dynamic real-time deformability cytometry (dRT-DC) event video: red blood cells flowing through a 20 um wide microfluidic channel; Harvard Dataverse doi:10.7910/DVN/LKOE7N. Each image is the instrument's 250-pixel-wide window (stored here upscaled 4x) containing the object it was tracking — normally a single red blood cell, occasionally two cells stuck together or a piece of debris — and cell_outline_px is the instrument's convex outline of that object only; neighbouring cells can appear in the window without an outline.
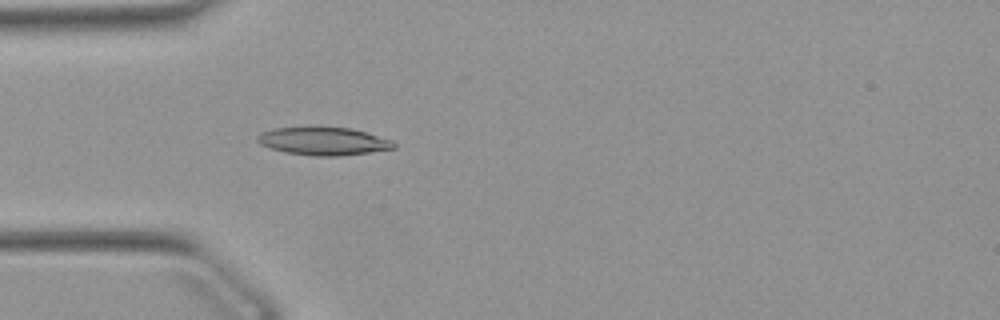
{"species": "Egyptian fruit bat (a non-hibernating species)", "species_latin": "Rousettus aegyptiacus", "temperature_condition": "warm", "stored_images_in_passage": 40, "camera_frame_rate_fps": 3000, "um_per_image_px": 0.085, "animal": {"sex": "female"}, "frame": {"image": 1, "passage_image": 3, "time_ms": 0.667, "image_size_px": [1000, 320], "cell_outline_px": [[396, 148], [340, 156], [316, 156], [284, 152], [260, 144], [256, 140], [256, 136], [260, 132], [272, 128], [352, 128], [392, 140], [396, 144]], "centroid_in_image_um": [27.48, 12.01], "position_along_channel_um": 57.5, "area_um2": 21.96}}
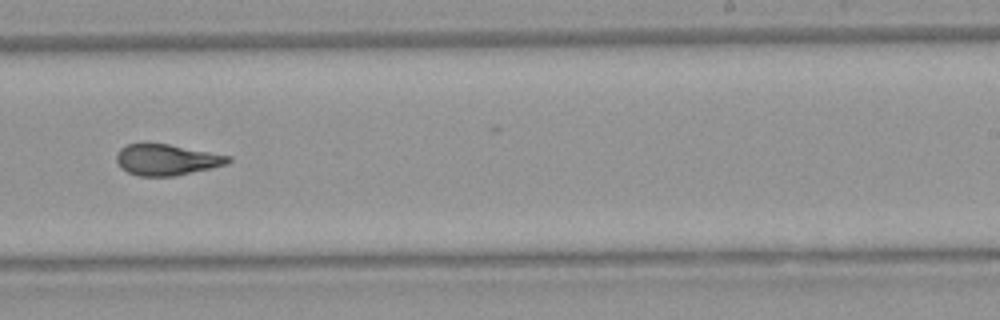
{"frame": {"image": 2, "passage_image": 20, "time_ms": 6.333, "image_size_px": [1000, 320], "cell_outline_px": [[232, 160], [228, 164], [212, 168], [176, 176], [140, 176], [128, 172], [120, 168], [116, 160], [116, 152], [120, 148], [128, 144], [144, 140], [168, 144], [232, 156]], "centroid_in_image_um": [14.13, 13.55], "position_along_channel_um": 274.9, "area_um2": 20.87}}
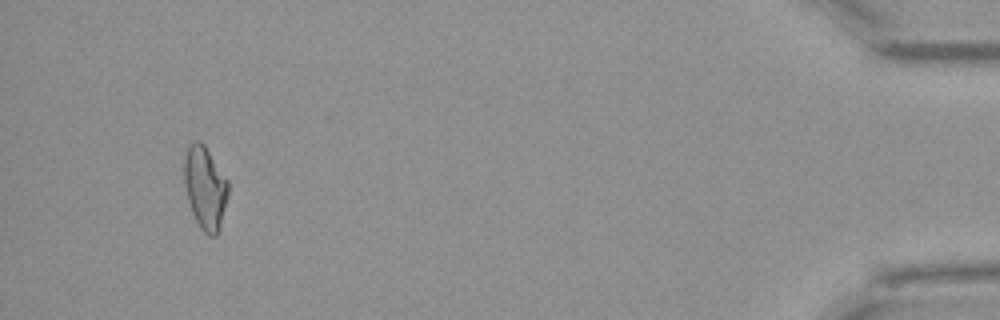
{"frame": {"image": 3, "passage_image": 37, "time_ms": 12.0, "image_size_px": [1000, 320], "cell_outline_px": [[228, 196], [220, 228], [216, 236], [208, 236], [200, 228], [192, 212], [188, 200], [184, 184], [184, 152], [188, 144], [192, 140], [200, 140], [204, 144], [228, 180]], "centroid_in_image_um": [17.42, 15.93], "position_along_channel_um": 417.8, "area_um2": 21.56}, "authors_computed_cell_mechanics": {"area_um2": 20.8369, "velocity_mm_per_s": 3.8916, "shape_relaxation_time_tau1_ms": 9.9388, "shape_relaxation_time_tau2_ms": 1.8472, "deformation_change_tau1": 0.2375, "deformation_change_tau2": 0.0883}}